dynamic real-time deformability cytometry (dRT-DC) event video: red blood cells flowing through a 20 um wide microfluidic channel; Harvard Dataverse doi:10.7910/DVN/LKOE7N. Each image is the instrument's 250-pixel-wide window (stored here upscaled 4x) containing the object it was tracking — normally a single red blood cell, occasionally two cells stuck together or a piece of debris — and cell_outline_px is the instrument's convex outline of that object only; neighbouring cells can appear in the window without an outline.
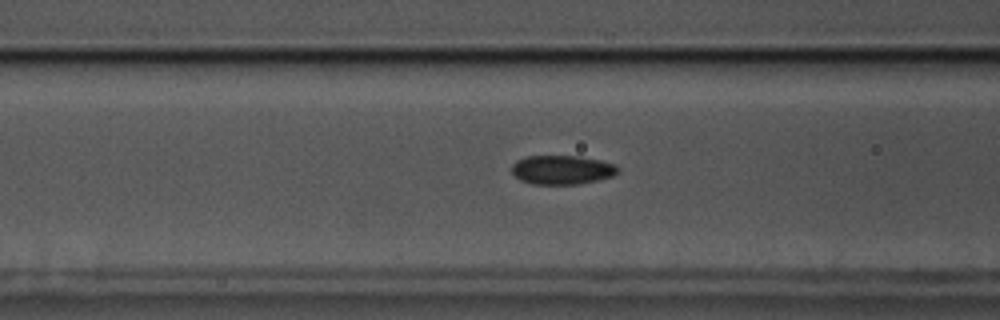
{"species": "common noctule bat (a hibernating species)", "species_latin": "Nyctalus noctula", "temperature_condition": "cold", "stored_images_in_passage": 43, "camera_frame_rate_fps": 3000, "um_per_image_px": 0.085, "animal": {"sex": "male", "body_mass_g": 17.5, "forearm_length_mm": 52.3}, "frame": {"image": 1, "passage_image": 11, "time_ms": 3.333, "image_size_px": [1000, 320], "cell_outline_px": [[620, 168], [612, 176], [596, 180], [576, 184], [532, 184], [520, 180], [512, 172], [512, 164], [516, 160], [528, 156], [580, 156], [600, 160], [616, 164]], "centroid_in_image_um": [47.76, 14.42], "position_along_channel_um": 118.8, "area_um2": 17.92}}
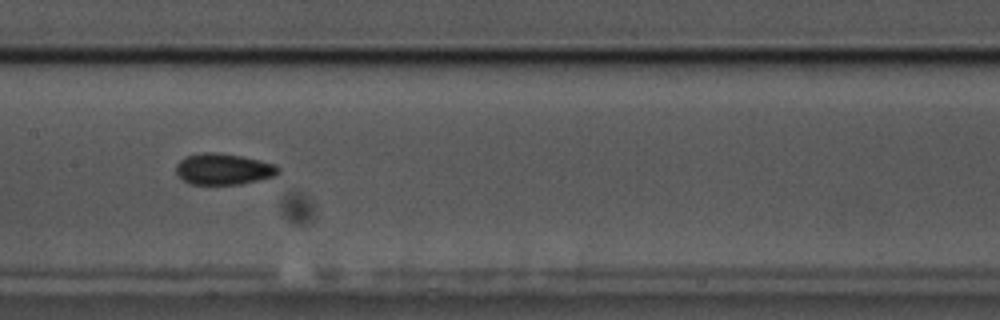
{"frame": {"image": 2, "passage_image": 17, "time_ms": 5.333, "image_size_px": [1000, 320], "cell_outline_px": [[280, 172], [276, 176], [240, 184], [188, 184], [176, 176], [176, 164], [184, 156], [204, 152], [220, 152], [260, 160], [276, 164], [280, 168]], "centroid_in_image_um": [18.97, 14.37], "position_along_channel_um": 188.4, "area_um2": 18.9}}
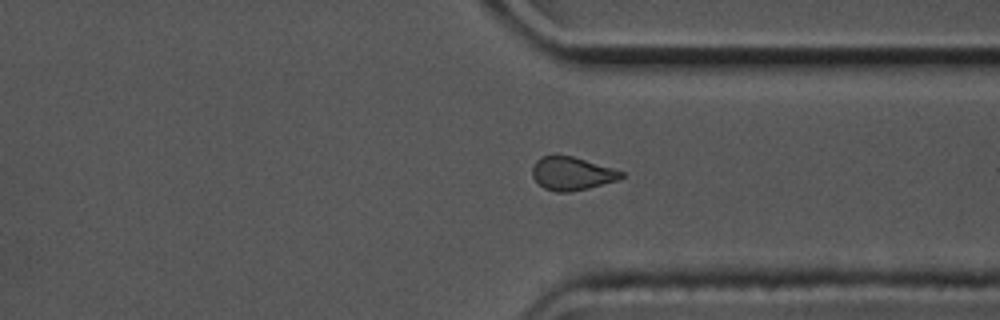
{"frame": {"image": 3, "passage_image": 32, "time_ms": 10.333, "image_size_px": [1000, 320], "cell_outline_px": [[624, 176], [616, 180], [588, 188], [572, 192], [556, 192], [544, 188], [532, 176], [532, 168], [536, 160], [540, 156], [572, 156], [612, 168], [624, 172]], "centroid_in_image_um": [48.58, 14.76], "position_along_channel_um": 362.8, "area_um2": 16.99}, "authors_computed_cell_mechanics": {"area_um2": 17.918, "velocity_mm_per_s": 3.4816, "shape_relaxation_time_tau1_ms": 7.2794, "shape_relaxation_time_tau2_ms": 4.9525, "deformation_change_tau1": 0.1052, "deformation_change_tau2": 0.0905}}